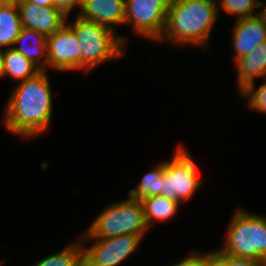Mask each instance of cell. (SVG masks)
I'll list each match as a JSON object with an SVG mask.
<instances>
[{
  "label": "cell",
  "instance_id": "cell-28",
  "mask_svg": "<svg viewBox=\"0 0 266 266\" xmlns=\"http://www.w3.org/2000/svg\"><path fill=\"white\" fill-rule=\"evenodd\" d=\"M3 4L18 5L22 0H1Z\"/></svg>",
  "mask_w": 266,
  "mask_h": 266
},
{
  "label": "cell",
  "instance_id": "cell-8",
  "mask_svg": "<svg viewBox=\"0 0 266 266\" xmlns=\"http://www.w3.org/2000/svg\"><path fill=\"white\" fill-rule=\"evenodd\" d=\"M139 236L120 235L95 239L90 247L81 243L84 266H118L140 245Z\"/></svg>",
  "mask_w": 266,
  "mask_h": 266
},
{
  "label": "cell",
  "instance_id": "cell-17",
  "mask_svg": "<svg viewBox=\"0 0 266 266\" xmlns=\"http://www.w3.org/2000/svg\"><path fill=\"white\" fill-rule=\"evenodd\" d=\"M23 26L17 5L0 6V49L13 48Z\"/></svg>",
  "mask_w": 266,
  "mask_h": 266
},
{
  "label": "cell",
  "instance_id": "cell-26",
  "mask_svg": "<svg viewBox=\"0 0 266 266\" xmlns=\"http://www.w3.org/2000/svg\"><path fill=\"white\" fill-rule=\"evenodd\" d=\"M207 4H210V5H212V6H214V7H216L217 9H219V4L217 3V2H219L220 3V6H221V3H222V1L223 0H204Z\"/></svg>",
  "mask_w": 266,
  "mask_h": 266
},
{
  "label": "cell",
  "instance_id": "cell-16",
  "mask_svg": "<svg viewBox=\"0 0 266 266\" xmlns=\"http://www.w3.org/2000/svg\"><path fill=\"white\" fill-rule=\"evenodd\" d=\"M141 202L145 221L149 229L155 221H168L171 219L178 212L180 206L179 202L162 195L149 196L143 198Z\"/></svg>",
  "mask_w": 266,
  "mask_h": 266
},
{
  "label": "cell",
  "instance_id": "cell-11",
  "mask_svg": "<svg viewBox=\"0 0 266 266\" xmlns=\"http://www.w3.org/2000/svg\"><path fill=\"white\" fill-rule=\"evenodd\" d=\"M234 61L248 54L258 44L266 41V20L262 13L235 19L233 27Z\"/></svg>",
  "mask_w": 266,
  "mask_h": 266
},
{
  "label": "cell",
  "instance_id": "cell-27",
  "mask_svg": "<svg viewBox=\"0 0 266 266\" xmlns=\"http://www.w3.org/2000/svg\"><path fill=\"white\" fill-rule=\"evenodd\" d=\"M3 77V49H0V78Z\"/></svg>",
  "mask_w": 266,
  "mask_h": 266
},
{
  "label": "cell",
  "instance_id": "cell-6",
  "mask_svg": "<svg viewBox=\"0 0 266 266\" xmlns=\"http://www.w3.org/2000/svg\"><path fill=\"white\" fill-rule=\"evenodd\" d=\"M196 164L183 145H178L171 160L165 161L161 195L186 202L203 185Z\"/></svg>",
  "mask_w": 266,
  "mask_h": 266
},
{
  "label": "cell",
  "instance_id": "cell-5",
  "mask_svg": "<svg viewBox=\"0 0 266 266\" xmlns=\"http://www.w3.org/2000/svg\"><path fill=\"white\" fill-rule=\"evenodd\" d=\"M229 223L221 250L266 264V217L238 208Z\"/></svg>",
  "mask_w": 266,
  "mask_h": 266
},
{
  "label": "cell",
  "instance_id": "cell-14",
  "mask_svg": "<svg viewBox=\"0 0 266 266\" xmlns=\"http://www.w3.org/2000/svg\"><path fill=\"white\" fill-rule=\"evenodd\" d=\"M27 40L29 41L27 42ZM13 48L17 52L22 53L41 71L48 69L47 43L46 37L43 34L23 27Z\"/></svg>",
  "mask_w": 266,
  "mask_h": 266
},
{
  "label": "cell",
  "instance_id": "cell-7",
  "mask_svg": "<svg viewBox=\"0 0 266 266\" xmlns=\"http://www.w3.org/2000/svg\"><path fill=\"white\" fill-rule=\"evenodd\" d=\"M171 0H125V22L133 31L158 41L164 31Z\"/></svg>",
  "mask_w": 266,
  "mask_h": 266
},
{
  "label": "cell",
  "instance_id": "cell-15",
  "mask_svg": "<svg viewBox=\"0 0 266 266\" xmlns=\"http://www.w3.org/2000/svg\"><path fill=\"white\" fill-rule=\"evenodd\" d=\"M41 70L14 48L3 49V76L25 81L35 77Z\"/></svg>",
  "mask_w": 266,
  "mask_h": 266
},
{
  "label": "cell",
  "instance_id": "cell-10",
  "mask_svg": "<svg viewBox=\"0 0 266 266\" xmlns=\"http://www.w3.org/2000/svg\"><path fill=\"white\" fill-rule=\"evenodd\" d=\"M17 6L22 26L35 30L45 37L51 36L67 22L68 16L55 6L42 7L25 0H22Z\"/></svg>",
  "mask_w": 266,
  "mask_h": 266
},
{
  "label": "cell",
  "instance_id": "cell-2",
  "mask_svg": "<svg viewBox=\"0 0 266 266\" xmlns=\"http://www.w3.org/2000/svg\"><path fill=\"white\" fill-rule=\"evenodd\" d=\"M219 11L204 0H171L165 28L158 41L206 49Z\"/></svg>",
  "mask_w": 266,
  "mask_h": 266
},
{
  "label": "cell",
  "instance_id": "cell-4",
  "mask_svg": "<svg viewBox=\"0 0 266 266\" xmlns=\"http://www.w3.org/2000/svg\"><path fill=\"white\" fill-rule=\"evenodd\" d=\"M141 200L128 196L126 200L108 205L80 236V243L120 235L139 236L148 231Z\"/></svg>",
  "mask_w": 266,
  "mask_h": 266
},
{
  "label": "cell",
  "instance_id": "cell-29",
  "mask_svg": "<svg viewBox=\"0 0 266 266\" xmlns=\"http://www.w3.org/2000/svg\"><path fill=\"white\" fill-rule=\"evenodd\" d=\"M261 10H262L261 13L263 14V16L265 17V20H266V7H264Z\"/></svg>",
  "mask_w": 266,
  "mask_h": 266
},
{
  "label": "cell",
  "instance_id": "cell-19",
  "mask_svg": "<svg viewBox=\"0 0 266 266\" xmlns=\"http://www.w3.org/2000/svg\"><path fill=\"white\" fill-rule=\"evenodd\" d=\"M32 266H84L81 243L78 240L63 250L35 262Z\"/></svg>",
  "mask_w": 266,
  "mask_h": 266
},
{
  "label": "cell",
  "instance_id": "cell-3",
  "mask_svg": "<svg viewBox=\"0 0 266 266\" xmlns=\"http://www.w3.org/2000/svg\"><path fill=\"white\" fill-rule=\"evenodd\" d=\"M66 25L74 32L81 50V70L91 72L99 64L122 57L127 37L116 35L108 27L76 15L72 24Z\"/></svg>",
  "mask_w": 266,
  "mask_h": 266
},
{
  "label": "cell",
  "instance_id": "cell-9",
  "mask_svg": "<svg viewBox=\"0 0 266 266\" xmlns=\"http://www.w3.org/2000/svg\"><path fill=\"white\" fill-rule=\"evenodd\" d=\"M48 68L55 71L81 70V50L74 32L65 24L46 37Z\"/></svg>",
  "mask_w": 266,
  "mask_h": 266
},
{
  "label": "cell",
  "instance_id": "cell-23",
  "mask_svg": "<svg viewBox=\"0 0 266 266\" xmlns=\"http://www.w3.org/2000/svg\"><path fill=\"white\" fill-rule=\"evenodd\" d=\"M171 266H213L212 258L207 253L194 252Z\"/></svg>",
  "mask_w": 266,
  "mask_h": 266
},
{
  "label": "cell",
  "instance_id": "cell-13",
  "mask_svg": "<svg viewBox=\"0 0 266 266\" xmlns=\"http://www.w3.org/2000/svg\"><path fill=\"white\" fill-rule=\"evenodd\" d=\"M239 92L254 83L255 79L266 77V41L258 44L248 54L235 61Z\"/></svg>",
  "mask_w": 266,
  "mask_h": 266
},
{
  "label": "cell",
  "instance_id": "cell-18",
  "mask_svg": "<svg viewBox=\"0 0 266 266\" xmlns=\"http://www.w3.org/2000/svg\"><path fill=\"white\" fill-rule=\"evenodd\" d=\"M165 170V161L160 162L157 166L143 175L141 181L136 188H132L128 196L135 200H142L143 198L155 195H161L163 173Z\"/></svg>",
  "mask_w": 266,
  "mask_h": 266
},
{
  "label": "cell",
  "instance_id": "cell-21",
  "mask_svg": "<svg viewBox=\"0 0 266 266\" xmlns=\"http://www.w3.org/2000/svg\"><path fill=\"white\" fill-rule=\"evenodd\" d=\"M246 99L248 108L258 111L259 113L266 114V82L264 81L258 88H255V84L247 86L240 92Z\"/></svg>",
  "mask_w": 266,
  "mask_h": 266
},
{
  "label": "cell",
  "instance_id": "cell-24",
  "mask_svg": "<svg viewBox=\"0 0 266 266\" xmlns=\"http://www.w3.org/2000/svg\"><path fill=\"white\" fill-rule=\"evenodd\" d=\"M81 1L82 0H53L54 6L66 16H69L71 10H73L75 6L80 9Z\"/></svg>",
  "mask_w": 266,
  "mask_h": 266
},
{
  "label": "cell",
  "instance_id": "cell-22",
  "mask_svg": "<svg viewBox=\"0 0 266 266\" xmlns=\"http://www.w3.org/2000/svg\"><path fill=\"white\" fill-rule=\"evenodd\" d=\"M207 254L212 258L213 266H266L252 259L231 256L221 249Z\"/></svg>",
  "mask_w": 266,
  "mask_h": 266
},
{
  "label": "cell",
  "instance_id": "cell-20",
  "mask_svg": "<svg viewBox=\"0 0 266 266\" xmlns=\"http://www.w3.org/2000/svg\"><path fill=\"white\" fill-rule=\"evenodd\" d=\"M264 5L261 0H223L219 9H223L228 14H233L236 20L257 15L260 12L254 13L255 8H260Z\"/></svg>",
  "mask_w": 266,
  "mask_h": 266
},
{
  "label": "cell",
  "instance_id": "cell-1",
  "mask_svg": "<svg viewBox=\"0 0 266 266\" xmlns=\"http://www.w3.org/2000/svg\"><path fill=\"white\" fill-rule=\"evenodd\" d=\"M52 90L47 71L21 81L12 91L3 123L13 135L31 139L49 130L52 119Z\"/></svg>",
  "mask_w": 266,
  "mask_h": 266
},
{
  "label": "cell",
  "instance_id": "cell-12",
  "mask_svg": "<svg viewBox=\"0 0 266 266\" xmlns=\"http://www.w3.org/2000/svg\"><path fill=\"white\" fill-rule=\"evenodd\" d=\"M77 15L116 31L125 22V0H82Z\"/></svg>",
  "mask_w": 266,
  "mask_h": 266
},
{
  "label": "cell",
  "instance_id": "cell-25",
  "mask_svg": "<svg viewBox=\"0 0 266 266\" xmlns=\"http://www.w3.org/2000/svg\"><path fill=\"white\" fill-rule=\"evenodd\" d=\"M27 2H32L38 6L47 7L54 6L53 0H25Z\"/></svg>",
  "mask_w": 266,
  "mask_h": 266
}]
</instances>
